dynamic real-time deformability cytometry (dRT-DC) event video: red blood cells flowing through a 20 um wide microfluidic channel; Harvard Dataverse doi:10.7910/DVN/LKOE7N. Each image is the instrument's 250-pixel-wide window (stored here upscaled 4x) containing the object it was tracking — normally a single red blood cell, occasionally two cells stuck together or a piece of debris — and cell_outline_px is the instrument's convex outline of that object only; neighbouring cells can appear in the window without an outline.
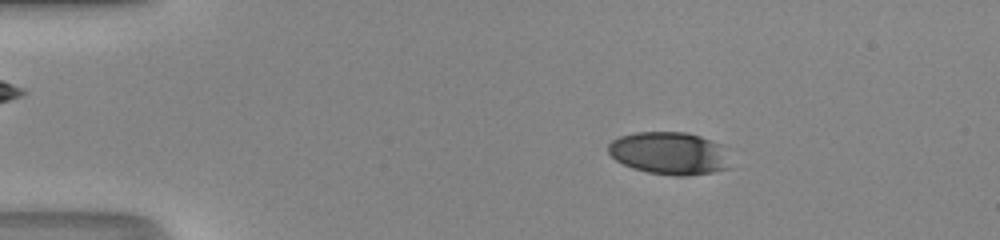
{"species": "human", "species_latin": "Homo sapiens", "temperature_condition": "room temperature", "stored_images_in_passage": 52, "camera_frame_rate_fps": 3000, "um_per_image_px": 0.085, "donor": {"sex": "male"}, "frame": {"image": 1, "passage_image": 11, "time_ms": 3.333, "image_size_px": [1000, 240], "cell_outline_px": [[728, 168], [712, 172], [688, 176], [676, 176], [648, 172], [632, 168], [616, 160], [608, 152], [608, 144], [612, 140], [620, 136], [636, 132], [688, 132], [724, 144], [728, 148]], "centroid_in_image_um": [56.93, 13.02], "position_along_channel_um": 28.1, "area_um2": 30.63}}
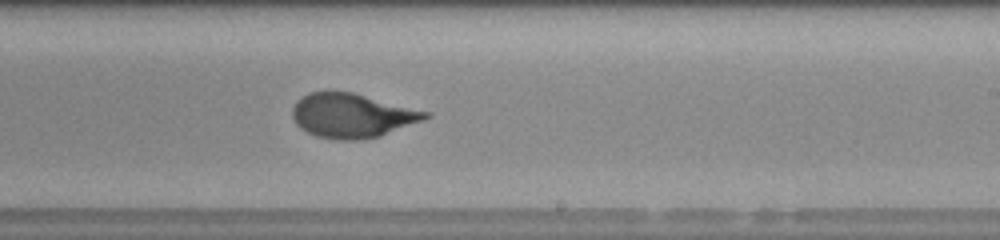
{"frame": {"image": 2, "passage_image": 33, "time_ms": 10.667, "image_size_px": [1000, 240], "cell_outline_px": [[432, 116], [424, 120], [380, 136], [356, 140], [336, 140], [316, 136], [300, 128], [296, 124], [292, 116], [292, 108], [296, 100], [300, 96], [308, 92], [352, 92], [432, 112]], "centroid_in_image_um": [29.93, 9.82], "position_along_channel_um": 259.1, "area_um2": 34.51}}
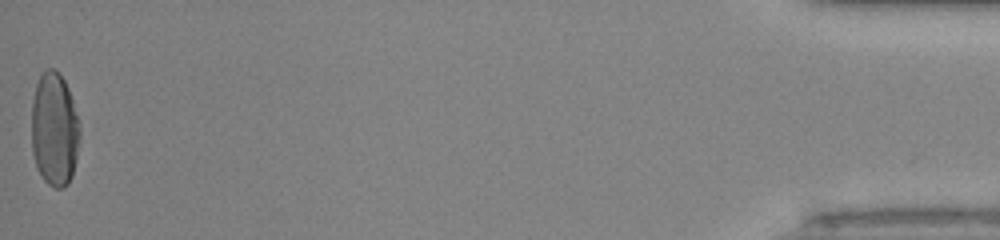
{"frame": {"image": 3, "passage_image": 52, "time_ms": 17.0, "image_size_px": [1000, 240], "cell_outline_px": [[80, 136], [76, 160], [72, 176], [68, 184], [64, 188], [56, 188], [48, 184], [44, 180], [36, 168], [32, 152], [32, 100], [36, 84], [44, 68], [52, 68], [60, 72], [68, 88], [72, 100], [80, 128]], "centroid_in_image_um": [4.62, 11.0], "position_along_channel_um": 430.6, "area_um2": 32.31}, "authors_computed_cell_mechanics": {"area_um2": 33.7841, "velocity_mm_per_s": 4.2222, "shape_relaxation_time_tau1_ms": 6.6157, "shape_relaxation_time_tau2_ms": null, "deformation_change_tau1": 0.2664, "deformation_change_tau2": null}}